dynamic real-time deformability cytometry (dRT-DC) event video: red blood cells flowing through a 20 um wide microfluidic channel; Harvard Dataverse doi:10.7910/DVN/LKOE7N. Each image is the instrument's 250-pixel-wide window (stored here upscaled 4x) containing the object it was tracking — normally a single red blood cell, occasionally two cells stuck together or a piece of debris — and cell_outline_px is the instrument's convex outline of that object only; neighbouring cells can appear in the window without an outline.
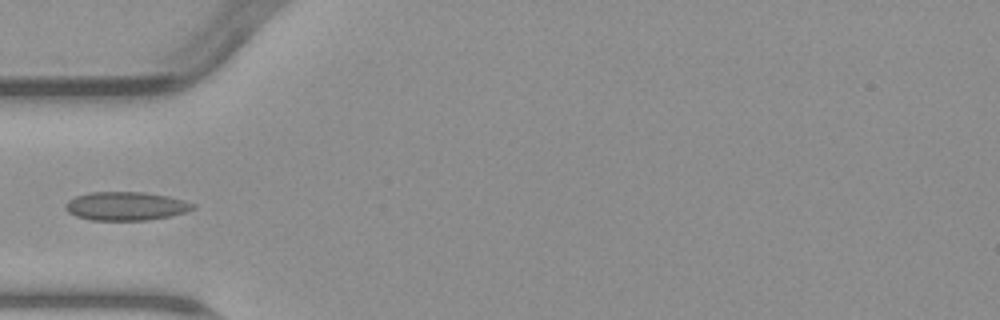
{"species": "common noctule bat (a hibernating species)", "species_latin": "Nyctalus noctula", "temperature_condition": "warm", "stored_images_in_passage": 6, "camera_frame_rate_fps": 3000, "um_per_image_px": 0.085, "animal": {"sex": "male", "body_mass_g": 23.1, "forearm_length_mm": 52.7}, "frame": {"image": 1, "passage_image": 5, "time_ms": 5.0, "image_size_px": [1000, 320], "cell_outline_px": [[196, 204], [192, 208], [184, 212], [168, 216], [148, 220], [92, 220], [76, 216], [68, 212], [64, 208], [64, 204], [68, 200], [76, 196], [92, 192], [144, 192], [168, 196], [184, 200]], "centroid_in_image_um": [10.66, 17.51], "position_along_channel_um": 74.3, "area_um2": 21.1}}
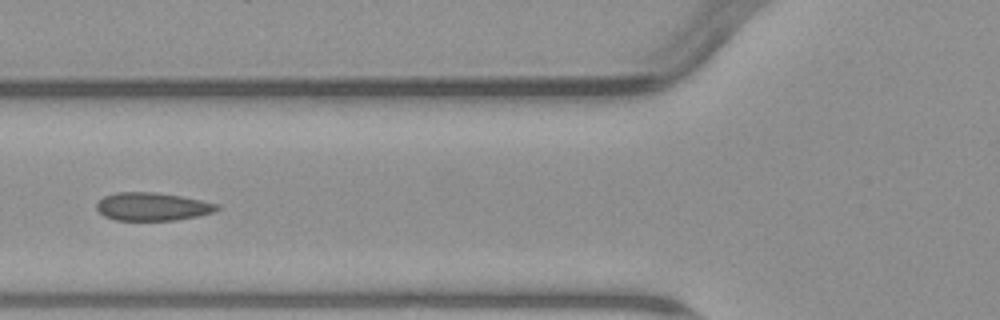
{"frame": {"image": 2, "passage_image": 6, "time_ms": 6.0, "image_size_px": [1000, 320], "cell_outline_px": [[220, 208], [212, 212], [196, 216], [176, 220], [116, 220], [104, 216], [96, 208], [96, 204], [104, 196], [116, 192], [152, 192], [180, 196], [220, 204]], "centroid_in_image_um": [12.94, 17.56], "position_along_channel_um": 112.9, "area_um2": 19.54}}